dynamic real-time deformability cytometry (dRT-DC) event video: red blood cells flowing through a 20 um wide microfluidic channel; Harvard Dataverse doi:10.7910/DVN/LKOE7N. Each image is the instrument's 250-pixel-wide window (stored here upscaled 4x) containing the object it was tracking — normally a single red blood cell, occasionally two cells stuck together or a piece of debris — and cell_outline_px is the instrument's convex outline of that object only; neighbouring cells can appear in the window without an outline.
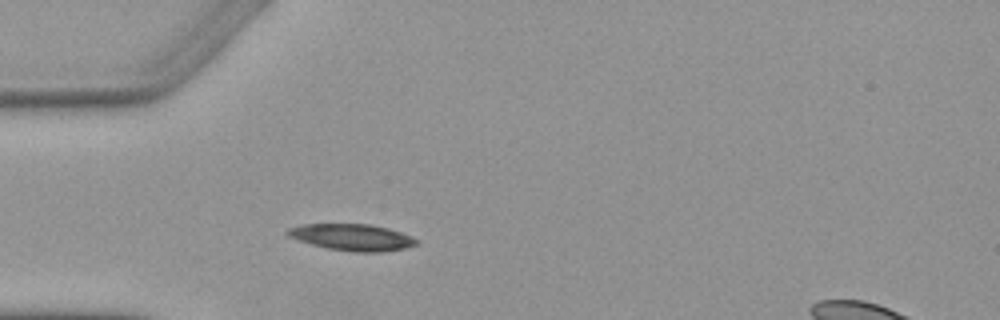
{"species": "Egyptian fruit bat (a non-hibernating species)", "species_latin": "Rousettus aegyptiacus", "temperature_condition": "warm", "stored_images_in_passage": 2, "camera_frame_rate_fps": 3000, "um_per_image_px": 0.085, "animal": {"sex": "female"}, "frame": {"image": 1, "passage_image": 1, "time_ms": 0.0, "image_size_px": [1000, 320], "cell_outline_px": [[420, 244], [404, 248], [384, 252], [352, 252], [328, 248], [312, 244], [288, 236], [284, 232], [288, 228], [304, 224], [368, 224], [388, 228], [412, 236], [420, 240]], "centroid_in_image_um": [29.98, 20.17], "position_along_channel_um": 55.0, "area_um2": 20.0}}